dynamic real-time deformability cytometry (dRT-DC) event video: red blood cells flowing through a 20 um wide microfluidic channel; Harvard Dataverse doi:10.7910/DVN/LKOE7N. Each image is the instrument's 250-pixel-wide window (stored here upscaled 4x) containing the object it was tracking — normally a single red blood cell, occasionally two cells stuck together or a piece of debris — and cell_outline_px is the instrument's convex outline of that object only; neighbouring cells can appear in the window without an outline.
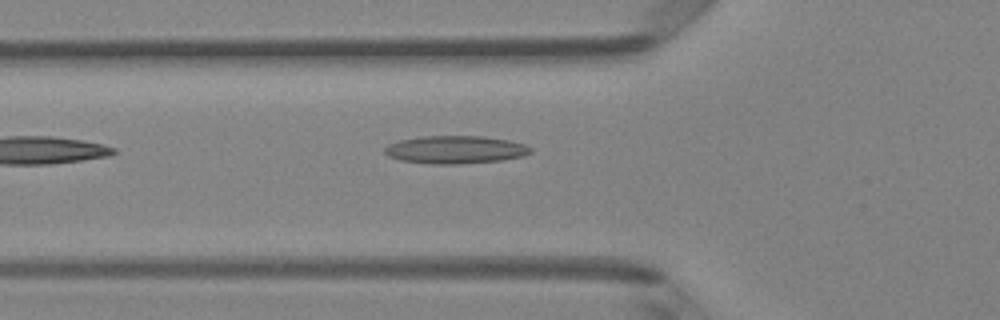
{"species": "Egyptian fruit bat (a non-hibernating species)", "species_latin": "Rousettus aegyptiacus", "temperature_condition": "room temperature", "stored_images_in_passage": 2, "camera_frame_rate_fps": 3000, "um_per_image_px": 0.085, "animal": {"sex": "female"}, "frame": {"image": 1, "passage_image": 2, "time_ms": 0.333, "image_size_px": [1000, 320], "cell_outline_px": [[532, 152], [524, 156], [504, 160], [456, 164], [432, 164], [400, 160], [388, 156], [384, 152], [384, 148], [388, 144], [400, 140], [424, 136], [484, 136], [508, 140], [524, 144], [532, 148]], "centroid_in_image_um": [38.72, 12.72], "position_along_channel_um": 87.1, "area_um2": 23.76}}